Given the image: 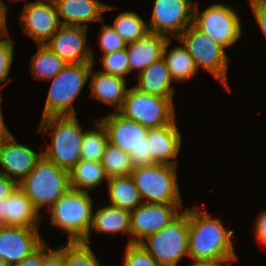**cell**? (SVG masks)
<instances>
[{"label":"cell","mask_w":266,"mask_h":266,"mask_svg":"<svg viewBox=\"0 0 266 266\" xmlns=\"http://www.w3.org/2000/svg\"><path fill=\"white\" fill-rule=\"evenodd\" d=\"M95 122L96 129L85 130L81 146L80 160L101 161L105 148L109 143L105 127L98 119Z\"/></svg>","instance_id":"f1b7e54d"},{"label":"cell","mask_w":266,"mask_h":266,"mask_svg":"<svg viewBox=\"0 0 266 266\" xmlns=\"http://www.w3.org/2000/svg\"><path fill=\"white\" fill-rule=\"evenodd\" d=\"M124 257L123 266H163L140 244H128Z\"/></svg>","instance_id":"836d02e7"},{"label":"cell","mask_w":266,"mask_h":266,"mask_svg":"<svg viewBox=\"0 0 266 266\" xmlns=\"http://www.w3.org/2000/svg\"><path fill=\"white\" fill-rule=\"evenodd\" d=\"M105 127L108 142L130 154L134 168L155 164L147 140L148 129L118 112L98 119Z\"/></svg>","instance_id":"8992f818"},{"label":"cell","mask_w":266,"mask_h":266,"mask_svg":"<svg viewBox=\"0 0 266 266\" xmlns=\"http://www.w3.org/2000/svg\"><path fill=\"white\" fill-rule=\"evenodd\" d=\"M169 37L153 32L126 46L130 73L134 69L142 72L163 56V50Z\"/></svg>","instance_id":"44dd1931"},{"label":"cell","mask_w":266,"mask_h":266,"mask_svg":"<svg viewBox=\"0 0 266 266\" xmlns=\"http://www.w3.org/2000/svg\"><path fill=\"white\" fill-rule=\"evenodd\" d=\"M183 204H156L143 202L131 213V239L128 244H139L147 236L157 233L175 219Z\"/></svg>","instance_id":"4fadbf2b"},{"label":"cell","mask_w":266,"mask_h":266,"mask_svg":"<svg viewBox=\"0 0 266 266\" xmlns=\"http://www.w3.org/2000/svg\"><path fill=\"white\" fill-rule=\"evenodd\" d=\"M2 87H4V86H0V91H1ZM1 100H2V98L0 95V143L5 141L8 137H10L12 135L4 123L2 110H1Z\"/></svg>","instance_id":"b9f144b4"},{"label":"cell","mask_w":266,"mask_h":266,"mask_svg":"<svg viewBox=\"0 0 266 266\" xmlns=\"http://www.w3.org/2000/svg\"><path fill=\"white\" fill-rule=\"evenodd\" d=\"M99 45L103 54L113 53L125 49L127 44L125 40L111 26L103 24L99 33Z\"/></svg>","instance_id":"e575fe53"},{"label":"cell","mask_w":266,"mask_h":266,"mask_svg":"<svg viewBox=\"0 0 266 266\" xmlns=\"http://www.w3.org/2000/svg\"><path fill=\"white\" fill-rule=\"evenodd\" d=\"M101 164L108 178L129 176L134 170L130 154L110 143H108L105 148Z\"/></svg>","instance_id":"4dcf8cb0"},{"label":"cell","mask_w":266,"mask_h":266,"mask_svg":"<svg viewBox=\"0 0 266 266\" xmlns=\"http://www.w3.org/2000/svg\"><path fill=\"white\" fill-rule=\"evenodd\" d=\"M189 209H185L157 233L147 236L139 244L163 266H177L188 256Z\"/></svg>","instance_id":"52a82bcc"},{"label":"cell","mask_w":266,"mask_h":266,"mask_svg":"<svg viewBox=\"0 0 266 266\" xmlns=\"http://www.w3.org/2000/svg\"><path fill=\"white\" fill-rule=\"evenodd\" d=\"M43 263V243L30 255L24 258L15 266H42Z\"/></svg>","instance_id":"ab89813d"},{"label":"cell","mask_w":266,"mask_h":266,"mask_svg":"<svg viewBox=\"0 0 266 266\" xmlns=\"http://www.w3.org/2000/svg\"><path fill=\"white\" fill-rule=\"evenodd\" d=\"M107 181L110 205L132 211L143 203L131 175L112 177Z\"/></svg>","instance_id":"484cf974"},{"label":"cell","mask_w":266,"mask_h":266,"mask_svg":"<svg viewBox=\"0 0 266 266\" xmlns=\"http://www.w3.org/2000/svg\"><path fill=\"white\" fill-rule=\"evenodd\" d=\"M7 5L0 0V33L6 32L7 30Z\"/></svg>","instance_id":"7bdbcfd3"},{"label":"cell","mask_w":266,"mask_h":266,"mask_svg":"<svg viewBox=\"0 0 266 266\" xmlns=\"http://www.w3.org/2000/svg\"><path fill=\"white\" fill-rule=\"evenodd\" d=\"M44 241L39 228L0 226V256L8 266L21 262Z\"/></svg>","instance_id":"2e32d148"},{"label":"cell","mask_w":266,"mask_h":266,"mask_svg":"<svg viewBox=\"0 0 266 266\" xmlns=\"http://www.w3.org/2000/svg\"><path fill=\"white\" fill-rule=\"evenodd\" d=\"M93 200L88 192L69 189L48 208L52 225L66 231L68 241L90 243Z\"/></svg>","instance_id":"3957f363"},{"label":"cell","mask_w":266,"mask_h":266,"mask_svg":"<svg viewBox=\"0 0 266 266\" xmlns=\"http://www.w3.org/2000/svg\"><path fill=\"white\" fill-rule=\"evenodd\" d=\"M92 229L105 234L126 232L131 236V213L127 209L112 205L101 207L93 213L90 231Z\"/></svg>","instance_id":"cb8c5ba5"},{"label":"cell","mask_w":266,"mask_h":266,"mask_svg":"<svg viewBox=\"0 0 266 266\" xmlns=\"http://www.w3.org/2000/svg\"><path fill=\"white\" fill-rule=\"evenodd\" d=\"M8 35V31L0 33V82L7 80L13 61L14 41L8 39L1 40L2 37H7Z\"/></svg>","instance_id":"d590c367"},{"label":"cell","mask_w":266,"mask_h":266,"mask_svg":"<svg viewBox=\"0 0 266 266\" xmlns=\"http://www.w3.org/2000/svg\"><path fill=\"white\" fill-rule=\"evenodd\" d=\"M49 248L50 247L44 241L42 266H64L63 245H60L57 249L51 250Z\"/></svg>","instance_id":"8d00e7d4"},{"label":"cell","mask_w":266,"mask_h":266,"mask_svg":"<svg viewBox=\"0 0 266 266\" xmlns=\"http://www.w3.org/2000/svg\"><path fill=\"white\" fill-rule=\"evenodd\" d=\"M193 25L224 48L236 43L242 32V24L236 11L227 5L217 3L200 12L196 2L193 9Z\"/></svg>","instance_id":"8fae6325"},{"label":"cell","mask_w":266,"mask_h":266,"mask_svg":"<svg viewBox=\"0 0 266 266\" xmlns=\"http://www.w3.org/2000/svg\"><path fill=\"white\" fill-rule=\"evenodd\" d=\"M39 211L49 208L70 189L69 171L42 157L32 171L18 183Z\"/></svg>","instance_id":"277c9868"},{"label":"cell","mask_w":266,"mask_h":266,"mask_svg":"<svg viewBox=\"0 0 266 266\" xmlns=\"http://www.w3.org/2000/svg\"><path fill=\"white\" fill-rule=\"evenodd\" d=\"M188 49L197 69L203 67L230 91L227 82L228 57L225 48L205 35L193 24L177 38Z\"/></svg>","instance_id":"30bf717a"},{"label":"cell","mask_w":266,"mask_h":266,"mask_svg":"<svg viewBox=\"0 0 266 266\" xmlns=\"http://www.w3.org/2000/svg\"><path fill=\"white\" fill-rule=\"evenodd\" d=\"M93 62L66 64L52 79L42 118L49 116H76L72 102L89 79Z\"/></svg>","instance_id":"5b68a950"},{"label":"cell","mask_w":266,"mask_h":266,"mask_svg":"<svg viewBox=\"0 0 266 266\" xmlns=\"http://www.w3.org/2000/svg\"><path fill=\"white\" fill-rule=\"evenodd\" d=\"M76 116H49L42 118L38 132L52 131L51 144L42 151L44 157L58 167L70 171L80 160L85 131L79 126Z\"/></svg>","instance_id":"7a4b0ae2"},{"label":"cell","mask_w":266,"mask_h":266,"mask_svg":"<svg viewBox=\"0 0 266 266\" xmlns=\"http://www.w3.org/2000/svg\"><path fill=\"white\" fill-rule=\"evenodd\" d=\"M0 266H8L4 259L0 256Z\"/></svg>","instance_id":"f6af8a7d"},{"label":"cell","mask_w":266,"mask_h":266,"mask_svg":"<svg viewBox=\"0 0 266 266\" xmlns=\"http://www.w3.org/2000/svg\"><path fill=\"white\" fill-rule=\"evenodd\" d=\"M137 78L139 82L134 87L141 92L161 97L174 95L173 80L163 57L140 72Z\"/></svg>","instance_id":"603a6c76"},{"label":"cell","mask_w":266,"mask_h":266,"mask_svg":"<svg viewBox=\"0 0 266 266\" xmlns=\"http://www.w3.org/2000/svg\"><path fill=\"white\" fill-rule=\"evenodd\" d=\"M90 77V96L104 104L115 105V110L118 111L128 91L126 79L102 71L94 73L92 68L89 74Z\"/></svg>","instance_id":"7402d4cb"},{"label":"cell","mask_w":266,"mask_h":266,"mask_svg":"<svg viewBox=\"0 0 266 266\" xmlns=\"http://www.w3.org/2000/svg\"><path fill=\"white\" fill-rule=\"evenodd\" d=\"M87 27L61 25L45 45L67 64L94 63L93 51L87 47Z\"/></svg>","instance_id":"9a60e30c"},{"label":"cell","mask_w":266,"mask_h":266,"mask_svg":"<svg viewBox=\"0 0 266 266\" xmlns=\"http://www.w3.org/2000/svg\"><path fill=\"white\" fill-rule=\"evenodd\" d=\"M18 186V182L6 175L0 174V200L7 198Z\"/></svg>","instance_id":"60d3db41"},{"label":"cell","mask_w":266,"mask_h":266,"mask_svg":"<svg viewBox=\"0 0 266 266\" xmlns=\"http://www.w3.org/2000/svg\"><path fill=\"white\" fill-rule=\"evenodd\" d=\"M172 39L169 38L163 50V59L169 69L172 80L184 82L192 78L198 72L192 56L184 46H177L167 50Z\"/></svg>","instance_id":"4316f807"},{"label":"cell","mask_w":266,"mask_h":266,"mask_svg":"<svg viewBox=\"0 0 266 266\" xmlns=\"http://www.w3.org/2000/svg\"><path fill=\"white\" fill-rule=\"evenodd\" d=\"M101 60L104 69L101 71L104 73L122 78H125L126 75L130 74L126 48L114 51L113 53L103 54Z\"/></svg>","instance_id":"d6a6232c"},{"label":"cell","mask_w":266,"mask_h":266,"mask_svg":"<svg viewBox=\"0 0 266 266\" xmlns=\"http://www.w3.org/2000/svg\"><path fill=\"white\" fill-rule=\"evenodd\" d=\"M54 2L61 25L84 27L91 22H102V14L114 7L98 0H54Z\"/></svg>","instance_id":"d6986e66"},{"label":"cell","mask_w":266,"mask_h":266,"mask_svg":"<svg viewBox=\"0 0 266 266\" xmlns=\"http://www.w3.org/2000/svg\"><path fill=\"white\" fill-rule=\"evenodd\" d=\"M63 259L64 266H100L90 244L84 241H68L67 246L64 244Z\"/></svg>","instance_id":"1f68e13d"},{"label":"cell","mask_w":266,"mask_h":266,"mask_svg":"<svg viewBox=\"0 0 266 266\" xmlns=\"http://www.w3.org/2000/svg\"><path fill=\"white\" fill-rule=\"evenodd\" d=\"M250 2L257 23L266 37V0H250Z\"/></svg>","instance_id":"74e56055"},{"label":"cell","mask_w":266,"mask_h":266,"mask_svg":"<svg viewBox=\"0 0 266 266\" xmlns=\"http://www.w3.org/2000/svg\"><path fill=\"white\" fill-rule=\"evenodd\" d=\"M125 40L126 44L137 41L148 32V25L137 13L125 11L120 13L111 25Z\"/></svg>","instance_id":"f546056e"},{"label":"cell","mask_w":266,"mask_h":266,"mask_svg":"<svg viewBox=\"0 0 266 266\" xmlns=\"http://www.w3.org/2000/svg\"><path fill=\"white\" fill-rule=\"evenodd\" d=\"M254 230L255 236L258 241L266 246V209L258 214Z\"/></svg>","instance_id":"f35d334b"},{"label":"cell","mask_w":266,"mask_h":266,"mask_svg":"<svg viewBox=\"0 0 266 266\" xmlns=\"http://www.w3.org/2000/svg\"><path fill=\"white\" fill-rule=\"evenodd\" d=\"M176 168L158 163L134 168L130 175L143 202L182 204Z\"/></svg>","instance_id":"ba28073f"},{"label":"cell","mask_w":266,"mask_h":266,"mask_svg":"<svg viewBox=\"0 0 266 266\" xmlns=\"http://www.w3.org/2000/svg\"><path fill=\"white\" fill-rule=\"evenodd\" d=\"M173 103V97L155 96L132 87L117 112L147 129L157 128L176 121Z\"/></svg>","instance_id":"9c48e42d"},{"label":"cell","mask_w":266,"mask_h":266,"mask_svg":"<svg viewBox=\"0 0 266 266\" xmlns=\"http://www.w3.org/2000/svg\"><path fill=\"white\" fill-rule=\"evenodd\" d=\"M37 46L38 51L31 58V71L35 79L51 81L67 63L45 44Z\"/></svg>","instance_id":"83f0119b"},{"label":"cell","mask_w":266,"mask_h":266,"mask_svg":"<svg viewBox=\"0 0 266 266\" xmlns=\"http://www.w3.org/2000/svg\"><path fill=\"white\" fill-rule=\"evenodd\" d=\"M19 20L23 33L36 44H45L61 26L54 0L26 2Z\"/></svg>","instance_id":"5bb4252c"},{"label":"cell","mask_w":266,"mask_h":266,"mask_svg":"<svg viewBox=\"0 0 266 266\" xmlns=\"http://www.w3.org/2000/svg\"><path fill=\"white\" fill-rule=\"evenodd\" d=\"M39 213L19 185L0 200V226L39 228L42 217Z\"/></svg>","instance_id":"ac0fdd59"},{"label":"cell","mask_w":266,"mask_h":266,"mask_svg":"<svg viewBox=\"0 0 266 266\" xmlns=\"http://www.w3.org/2000/svg\"><path fill=\"white\" fill-rule=\"evenodd\" d=\"M193 0H154L149 32L178 38L193 24Z\"/></svg>","instance_id":"7c38bea8"},{"label":"cell","mask_w":266,"mask_h":266,"mask_svg":"<svg viewBox=\"0 0 266 266\" xmlns=\"http://www.w3.org/2000/svg\"><path fill=\"white\" fill-rule=\"evenodd\" d=\"M42 155L28 146L18 143L11 135L0 143V165L2 167L0 174L19 183L32 171Z\"/></svg>","instance_id":"e0dca14e"},{"label":"cell","mask_w":266,"mask_h":266,"mask_svg":"<svg viewBox=\"0 0 266 266\" xmlns=\"http://www.w3.org/2000/svg\"><path fill=\"white\" fill-rule=\"evenodd\" d=\"M70 188L88 192L90 189H95L108 176L105 172L101 161H84L79 160L75 166L69 171Z\"/></svg>","instance_id":"d4e9b609"},{"label":"cell","mask_w":266,"mask_h":266,"mask_svg":"<svg viewBox=\"0 0 266 266\" xmlns=\"http://www.w3.org/2000/svg\"><path fill=\"white\" fill-rule=\"evenodd\" d=\"M181 133L176 121L157 128H150L147 132L149 150L156 163L177 166L176 158L181 147Z\"/></svg>","instance_id":"ffe728a7"},{"label":"cell","mask_w":266,"mask_h":266,"mask_svg":"<svg viewBox=\"0 0 266 266\" xmlns=\"http://www.w3.org/2000/svg\"><path fill=\"white\" fill-rule=\"evenodd\" d=\"M231 261H219V262H193L191 266H224L222 263L230 264ZM222 264V265H221Z\"/></svg>","instance_id":"ee69618b"},{"label":"cell","mask_w":266,"mask_h":266,"mask_svg":"<svg viewBox=\"0 0 266 266\" xmlns=\"http://www.w3.org/2000/svg\"><path fill=\"white\" fill-rule=\"evenodd\" d=\"M234 231L223 226L220 219L207 211L189 208L188 256L194 262L238 260L231 237Z\"/></svg>","instance_id":"6da1fadb"}]
</instances>
